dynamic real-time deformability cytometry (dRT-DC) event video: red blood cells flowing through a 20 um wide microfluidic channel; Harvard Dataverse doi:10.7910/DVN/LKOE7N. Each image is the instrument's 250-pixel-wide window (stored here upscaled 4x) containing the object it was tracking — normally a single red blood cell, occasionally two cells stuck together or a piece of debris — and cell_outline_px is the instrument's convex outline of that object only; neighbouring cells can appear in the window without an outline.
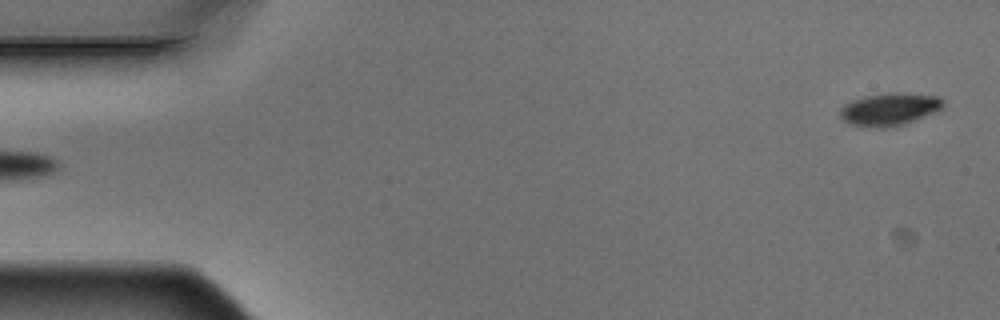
{"species": "Egyptian fruit bat (a non-hibernating species)", "species_latin": "Rousettus aegyptiacus", "temperature_condition": "warm", "stored_images_in_passage": 5, "camera_frame_rate_fps": 3000, "um_per_image_px": 0.085, "animal": {"sex": "male"}, "frame": {"image": 1, "passage_image": 5, "time_ms": 1.333, "image_size_px": [1000, 320], "cell_outline_px": [[944, 104], [940, 112], [892, 128], [872, 128], [848, 124], [840, 116], [840, 108], [844, 104], [852, 100], [868, 96], [888, 92], [896, 92], [940, 96], [944, 100]], "centroid_in_image_um": [75.66, 9.3], "position_along_channel_um": 9.3, "area_um2": 20.11}}